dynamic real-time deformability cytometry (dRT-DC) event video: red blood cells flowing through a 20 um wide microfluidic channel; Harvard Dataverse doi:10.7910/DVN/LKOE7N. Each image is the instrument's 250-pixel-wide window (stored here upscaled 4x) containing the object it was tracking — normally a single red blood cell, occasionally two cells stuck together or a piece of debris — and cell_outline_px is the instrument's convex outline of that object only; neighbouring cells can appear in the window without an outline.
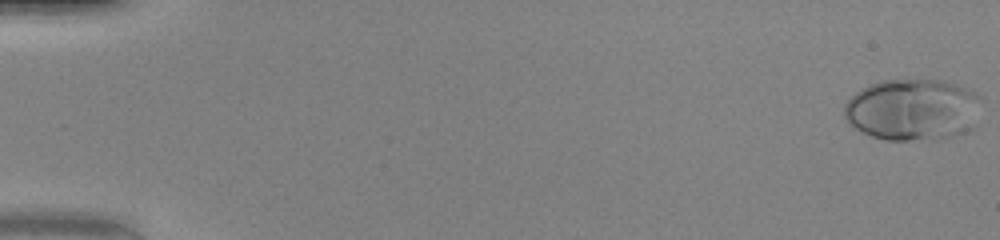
{"species": "human", "species_latin": "Homo sapiens", "temperature_condition": "warm", "stored_images_in_passage": 51, "camera_frame_rate_fps": 3000, "um_per_image_px": 0.085, "donor": {"sex": "female"}, "frame": {"image": 1, "passage_image": 1, "time_ms": 0.0, "image_size_px": [1000, 240], "cell_outline_px": [[984, 96], [976, 124], [972, 128], [964, 132], [952, 136], [936, 140], [888, 140], [872, 136], [852, 128], [844, 116], [844, 104], [856, 92], [872, 84], [884, 80], [944, 80], [960, 84], [972, 88]], "centroid_in_image_um": [77.67, 9.32], "position_along_channel_um": 7.3, "area_um2": 50.34}}
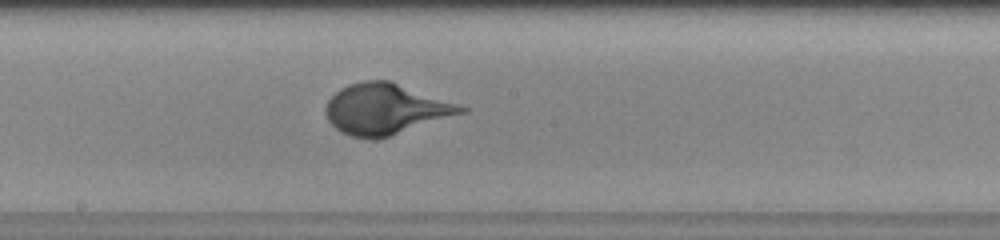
{"frame": {"image": 2, "passage_image": 29, "time_ms": 9.333, "image_size_px": [1000, 240], "cell_outline_px": [[468, 112], [376, 140], [372, 140], [352, 136], [336, 128], [328, 120], [324, 112], [328, 100], [340, 88], [348, 84], [364, 80], [388, 80], [460, 104], [468, 108]], "centroid_in_image_um": [32.79, 9.27], "position_along_channel_um": 215.4, "area_um2": 40.0}}
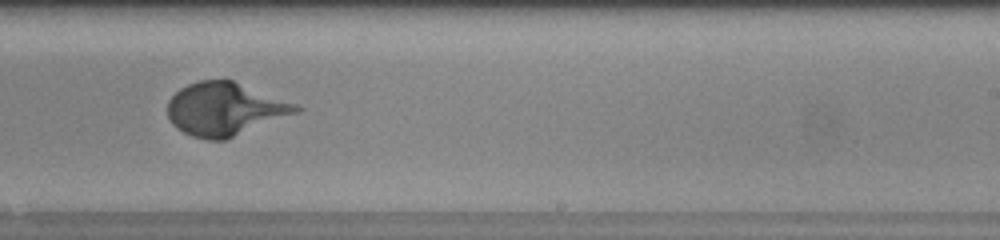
{"frame": {"image": 3, "passage_image": 33, "time_ms": 10.667, "image_size_px": [1000, 240], "cell_outline_px": [[304, 108], [300, 112], [224, 140], [208, 140], [192, 136], [176, 128], [172, 124], [168, 116], [168, 100], [180, 88], [188, 84], [200, 80], [232, 80], [296, 104]], "centroid_in_image_um": [19.11, 9.28], "position_along_channel_um": 269.9, "area_um2": 39.48}}